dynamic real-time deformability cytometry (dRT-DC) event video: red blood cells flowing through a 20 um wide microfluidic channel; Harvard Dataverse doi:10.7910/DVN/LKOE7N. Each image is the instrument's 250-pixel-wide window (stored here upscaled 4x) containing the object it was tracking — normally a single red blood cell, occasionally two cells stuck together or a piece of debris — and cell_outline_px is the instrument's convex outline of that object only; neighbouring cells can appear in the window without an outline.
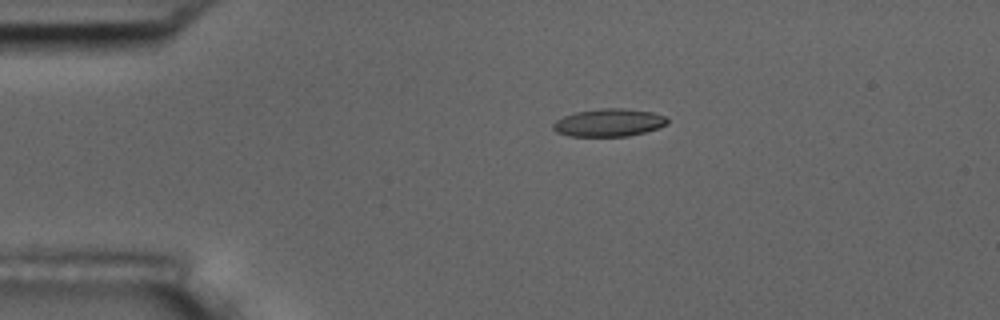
{"species": "common noctule bat (a hibernating species)", "species_latin": "Nyctalus noctula", "temperature_condition": "room temperature", "stored_images_in_passage": 4, "camera_frame_rate_fps": 3000, "um_per_image_px": 0.085, "animal": {"sex": "male", "body_mass_g": 17.5, "forearm_length_mm": 52.3}, "frame": {"image": 1, "passage_image": 2, "time_ms": 0.333, "image_size_px": [1000, 320], "cell_outline_px": [[668, 124], [660, 128], [628, 136], [568, 136], [556, 132], [552, 128], [552, 124], [556, 120], [564, 116], [576, 112], [600, 108], [624, 108], [652, 112], [664, 116], [668, 120]], "centroid_in_image_um": [51.75, 10.42], "position_along_channel_um": 33.3, "area_um2": 18.55}}